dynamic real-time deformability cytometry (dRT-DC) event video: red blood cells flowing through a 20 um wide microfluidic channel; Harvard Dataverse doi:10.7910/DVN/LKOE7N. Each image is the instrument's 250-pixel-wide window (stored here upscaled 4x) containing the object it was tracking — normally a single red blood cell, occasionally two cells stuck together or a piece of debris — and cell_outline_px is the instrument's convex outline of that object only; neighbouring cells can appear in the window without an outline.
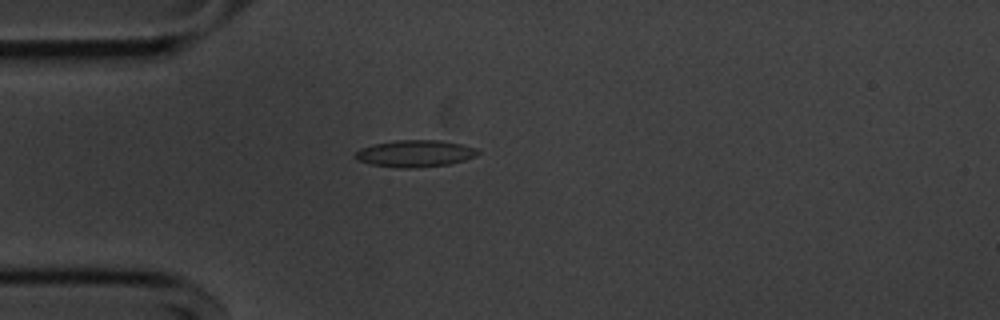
{"species": "common noctule bat (a hibernating species)", "species_latin": "Nyctalus noctula", "temperature_condition": "cold", "stored_images_in_passage": 44, "camera_frame_rate_fps": 3000, "um_per_image_px": 0.085, "animal": {"sex": "male", "body_mass_g": 20.1, "forearm_length_mm": 53.5}, "frame": {"image": 1, "passage_image": 4, "time_ms": 1.0, "image_size_px": [1000, 320], "cell_outline_px": [[480, 152], [476, 156], [464, 160], [448, 164], [412, 168], [400, 168], [372, 164], [356, 160], [356, 152], [360, 148], [376, 144], [396, 140], [440, 140], [460, 144], [476, 148]], "centroid_in_image_um": [35.29, 13.05], "position_along_channel_um": 49.7, "area_um2": 18.96}}
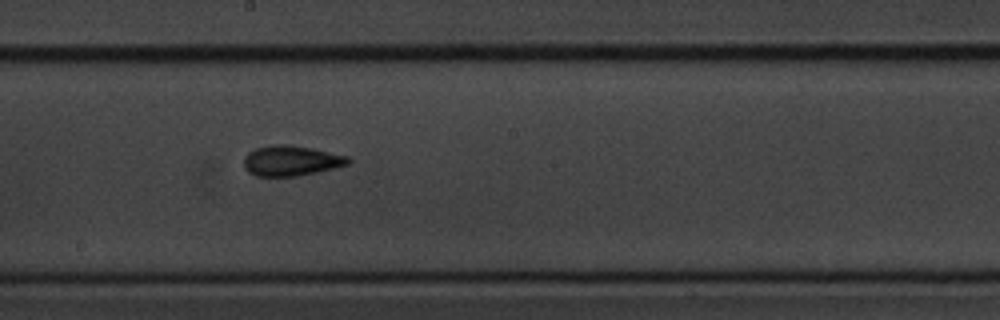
{"frame": {"image": 2, "passage_image": 19, "time_ms": 6.0, "image_size_px": [1000, 320], "cell_outline_px": [[352, 160], [348, 164], [316, 172], [296, 176], [256, 176], [248, 172], [244, 168], [244, 156], [248, 152], [256, 148], [268, 144], [288, 144], [312, 148], [348, 156]], "centroid_in_image_um": [24.71, 13.64], "position_along_channel_um": 223.5, "area_um2": 18.5}}
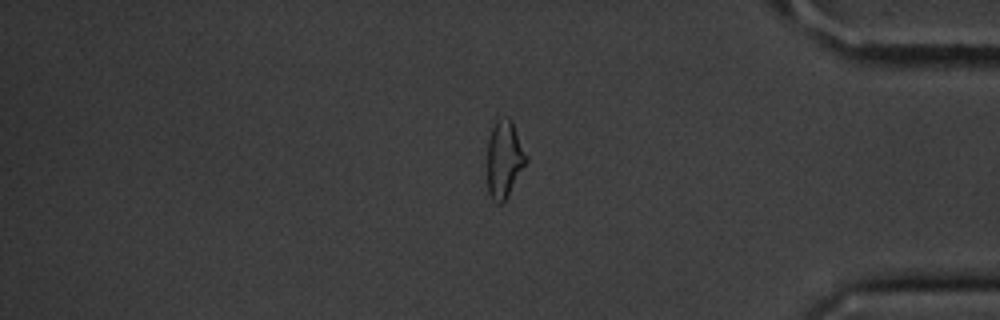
{"frame": {"image": 3, "passage_image": 35, "time_ms": 11.333, "image_size_px": [1000, 320], "cell_outline_px": [[528, 160], [504, 204], [496, 204], [492, 200], [488, 192], [488, 140], [492, 128], [496, 120], [500, 116], [508, 116], [512, 120], [528, 156]], "centroid_in_image_um": [42.88, 13.53], "position_along_channel_um": 392.3, "area_um2": 17.92}, "authors_computed_cell_mechanics": {"area_um2": 18.0336, "velocity_mm_per_s": 3.6615, "shape_relaxation_time_tau1_ms": 6.4482, "shape_relaxation_time_tau2_ms": 4.3495, "deformation_change_tau1": 0.1314, "deformation_change_tau2": 0.1164}}